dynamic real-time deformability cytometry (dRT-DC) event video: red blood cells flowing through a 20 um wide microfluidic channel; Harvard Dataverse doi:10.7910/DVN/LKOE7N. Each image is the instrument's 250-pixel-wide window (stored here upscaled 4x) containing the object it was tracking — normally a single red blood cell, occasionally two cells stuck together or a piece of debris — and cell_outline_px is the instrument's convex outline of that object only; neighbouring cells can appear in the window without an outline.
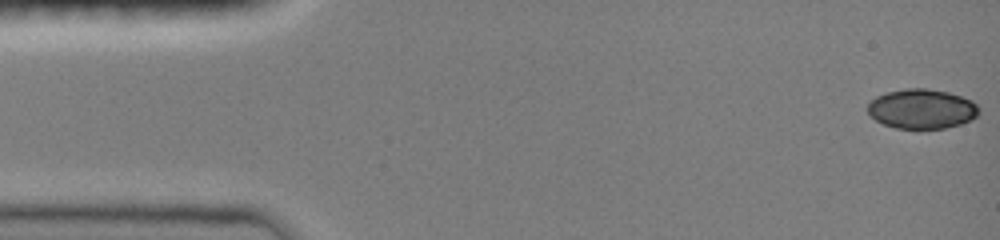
{"species": "common noctule bat (a hibernating species)", "species_latin": "Nyctalus noctula", "temperature_condition": "room temperature", "stored_images_in_passage": 10, "camera_frame_rate_fps": 3000, "um_per_image_px": 0.085, "animal": {"sex": "female", "body_mass_g": 19.0, "forearm_length_mm": 51.5}, "frame": {"image": 1, "passage_image": 1, "time_ms": 0.0, "image_size_px": [1000, 240], "cell_outline_px": [[980, 112], [976, 116], [960, 124], [944, 128], [896, 128], [884, 124], [876, 120], [868, 112], [868, 104], [876, 96], [888, 92], [904, 88], [924, 88], [948, 92], [972, 100], [980, 108]], "centroid_in_image_um": [78.36, 9.24], "position_along_channel_um": 6.6, "area_um2": 25.49}}
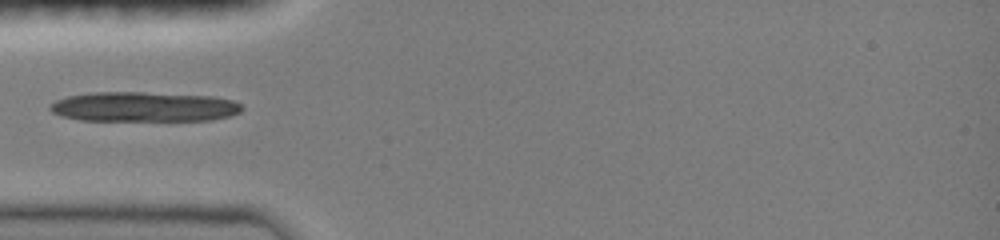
{"frame": {"image": 2, "passage_image": 7, "time_ms": 4.667, "image_size_px": [1000, 240], "cell_outline_px": [[244, 108], [240, 112], [228, 116], [212, 120], [80, 120], [60, 116], [52, 112], [48, 108], [56, 100], [68, 96], [92, 92], [144, 92], [212, 96], [232, 100], [240, 104]], "centroid_in_image_um": [12.22, 9.07], "position_along_channel_um": 72.8, "area_um2": 33.29}}
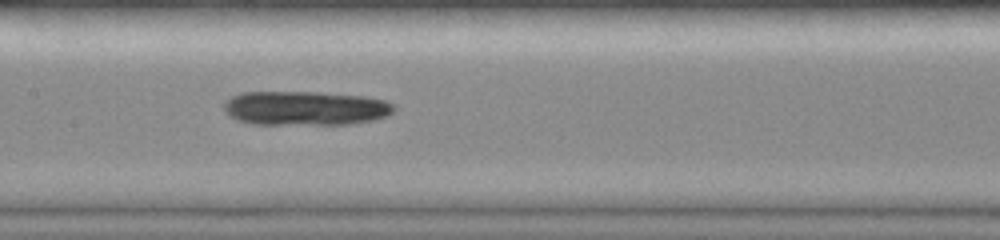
{"frame": {"image": 3, "passage_image": 10, "time_ms": 7.333, "image_size_px": [1000, 240], "cell_outline_px": [[396, 108], [388, 116], [372, 120], [348, 124], [252, 124], [236, 120], [224, 108], [224, 104], [232, 96], [240, 92], [316, 92], [364, 96], [388, 100]], "centroid_in_image_um": [25.99, 9.19], "position_along_channel_um": 181.4, "area_um2": 33.93}}